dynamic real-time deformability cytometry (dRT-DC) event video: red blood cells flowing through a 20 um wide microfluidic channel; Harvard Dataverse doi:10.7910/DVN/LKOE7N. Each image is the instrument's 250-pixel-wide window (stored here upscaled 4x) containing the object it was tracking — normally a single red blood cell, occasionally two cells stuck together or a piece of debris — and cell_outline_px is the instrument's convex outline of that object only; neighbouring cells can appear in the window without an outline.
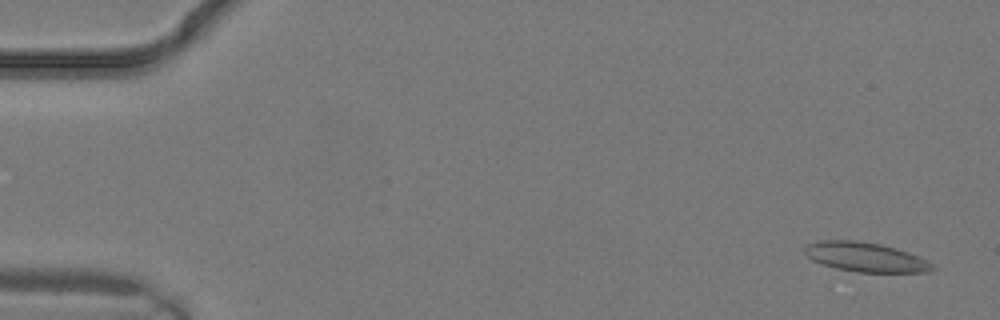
{"species": "common noctule bat (a hibernating species)", "species_latin": "Nyctalus noctula", "temperature_condition": "warm", "stored_images_in_passage": 10, "segment_of_instrument_passage": [1, 2], "camera_frame_rate_fps": 3000, "um_per_image_px": 0.085, "animal": {"sex": "male", "body_mass_g": 19.2, "forearm_length_mm": 51.8}, "frame": {"image": 1, "passage_image": 2, "time_ms": 0.333, "image_size_px": [1000, 320], "cell_outline_px": [[940, 268], [928, 272], [856, 272], [836, 268], [812, 260], [804, 252], [804, 248], [808, 244], [820, 240], [856, 240], [880, 244], [896, 248], [908, 252]], "centroid_in_image_um": [73.57, 21.85], "position_along_channel_um": 11.4, "area_um2": 21.79}}
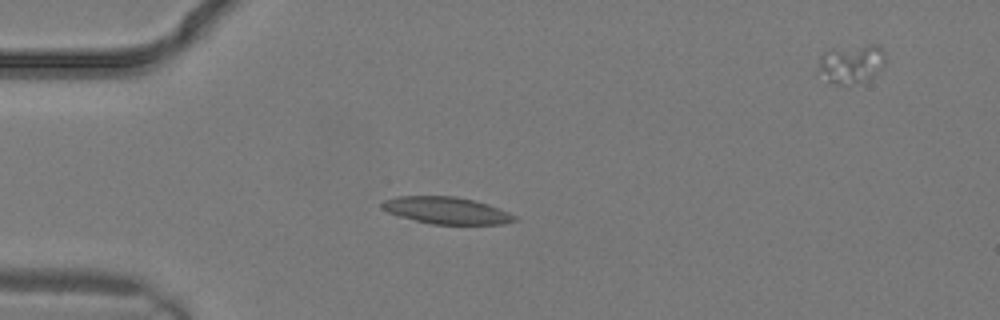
{"frame": {"image": 2, "passage_image": 8, "time_ms": 2.333, "image_size_px": [1000, 320], "cell_outline_px": [[520, 220], [504, 224], [432, 224], [396, 216], [380, 208], [380, 204], [384, 200], [400, 196], [456, 196], [488, 204], [508, 212], [516, 216]], "centroid_in_image_um": [37.94, 17.89], "position_along_channel_um": 47.1, "area_um2": 20.92}}